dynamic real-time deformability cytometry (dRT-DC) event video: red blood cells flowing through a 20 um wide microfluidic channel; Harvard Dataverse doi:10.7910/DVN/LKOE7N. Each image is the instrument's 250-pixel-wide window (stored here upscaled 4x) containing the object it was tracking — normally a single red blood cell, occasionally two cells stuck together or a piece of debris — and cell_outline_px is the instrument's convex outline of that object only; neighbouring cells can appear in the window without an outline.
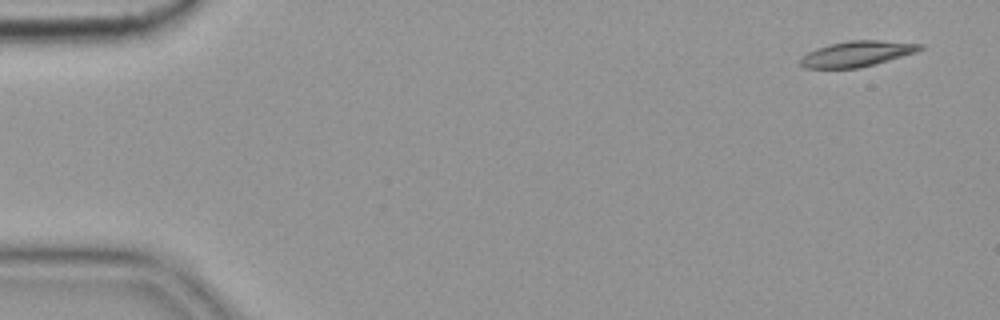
{"species": "common noctule bat (a hibernating species)", "species_latin": "Nyctalus noctula", "temperature_condition": "cold", "stored_images_in_passage": 53, "camera_frame_rate_fps": 3000, "um_per_image_px": 0.085, "animal": {"sex": "female", "body_mass_g": 19.9}, "frame": {"image": 1, "passage_image": 1, "time_ms": 0.0, "image_size_px": [1000, 320], "cell_outline_px": [[924, 48], [916, 52], [876, 64], [860, 68], [804, 68], [800, 64], [800, 60], [808, 52], [816, 48], [848, 40], [880, 40], [924, 44]], "centroid_in_image_um": [72.87, 4.57], "position_along_channel_um": 12.1, "area_um2": 17.8}}
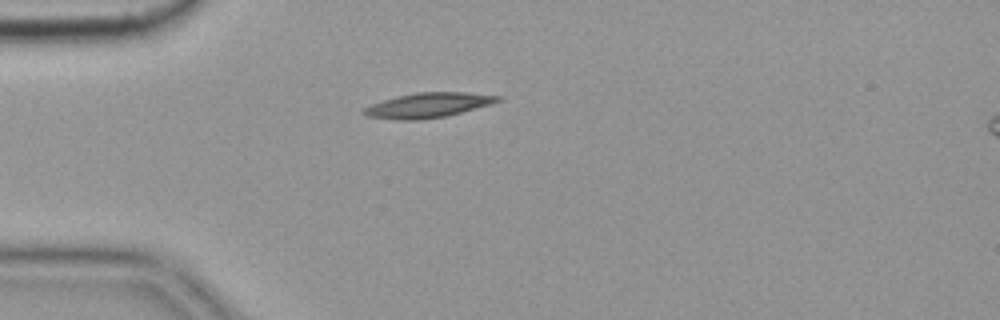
{"frame": {"image": 2, "passage_image": 13, "time_ms": 4.0, "image_size_px": [1000, 320], "cell_outline_px": [[504, 100], [492, 104], [444, 116], [420, 120], [400, 120], [364, 116], [360, 112], [364, 108], [372, 104], [396, 96], [416, 92], [464, 92], [504, 96]], "centroid_in_image_um": [36.4, 8.94], "position_along_channel_um": 48.6, "area_um2": 19.48}}
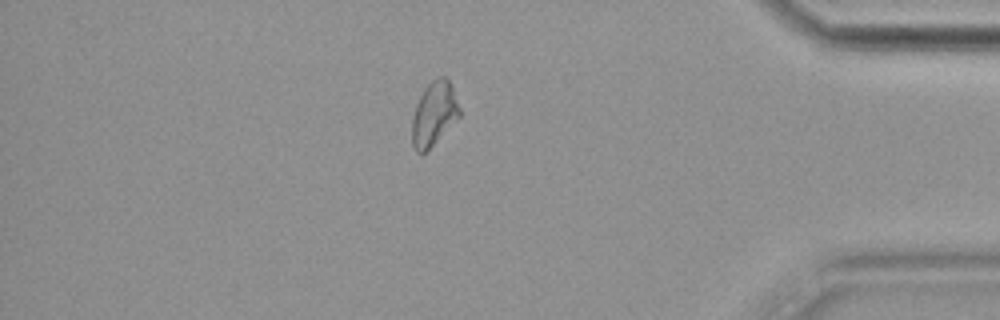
{"frame": {"image": 3, "passage_image": 46, "time_ms": 15.0, "image_size_px": [1000, 320], "cell_outline_px": [[460, 116], [424, 152], [416, 152], [412, 144], [412, 120], [416, 104], [424, 88], [432, 80], [440, 76], [448, 76], [452, 84], [460, 108]], "centroid_in_image_um": [36.9, 9.6], "position_along_channel_um": 398.3, "area_um2": 17.51}}